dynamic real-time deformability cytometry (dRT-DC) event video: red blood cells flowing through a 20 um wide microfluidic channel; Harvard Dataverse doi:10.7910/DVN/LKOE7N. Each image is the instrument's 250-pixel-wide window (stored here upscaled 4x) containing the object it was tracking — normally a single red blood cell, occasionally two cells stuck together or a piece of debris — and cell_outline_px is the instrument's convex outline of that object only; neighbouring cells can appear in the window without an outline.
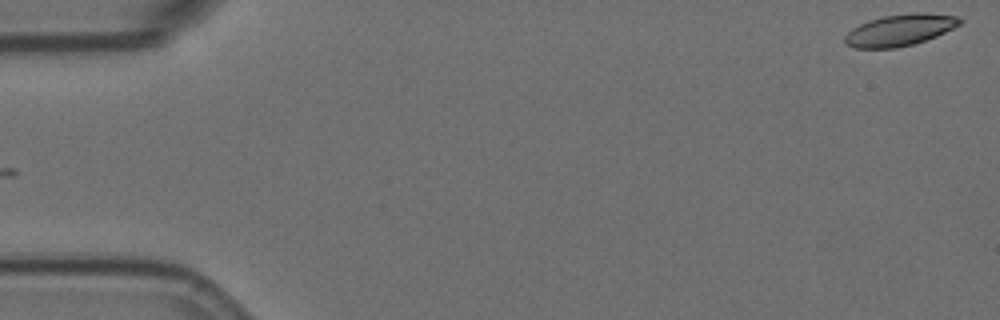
{"species": "Egyptian fruit bat (a non-hibernating species)", "species_latin": "Rousettus aegyptiacus", "temperature_condition": "room temperature", "stored_images_in_passage": 10, "camera_frame_rate_fps": 3000, "um_per_image_px": 0.085, "animal": {"sex": "female"}, "frame": {"image": 1, "passage_image": 1, "time_ms": 0.0, "image_size_px": [1000, 320], "cell_outline_px": [[960, 24], [936, 36], [912, 44], [896, 48], [856, 48], [848, 44], [844, 40], [844, 36], [852, 28], [868, 20], [884, 16], [912, 12], [924, 12], [956, 16], [960, 20]], "centroid_in_image_um": [76.46, 2.54], "position_along_channel_um": 8.5, "area_um2": 20.87}}
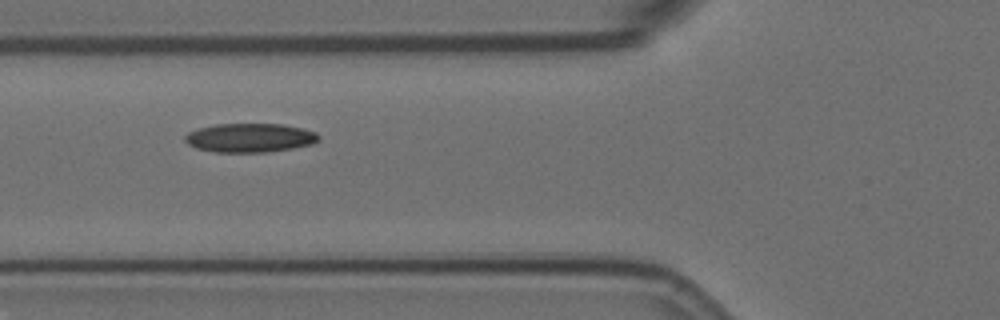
{"frame": {"image": 2, "passage_image": 6, "time_ms": 1.667, "image_size_px": [1000, 320], "cell_outline_px": [[320, 140], [312, 144], [292, 148], [268, 152], [216, 152], [196, 148], [188, 144], [184, 140], [184, 136], [188, 132], [200, 128], [216, 124], [280, 124], [300, 128], [316, 132], [320, 136]], "centroid_in_image_um": [21.24, 11.71], "position_along_channel_um": 104.6, "area_um2": 22.48}}
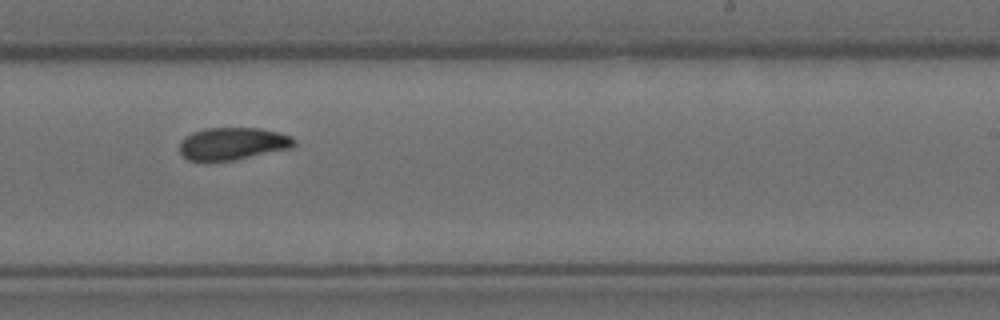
{"frame": {"image": 3, "passage_image": 10, "time_ms": 3.0, "image_size_px": [1000, 320], "cell_outline_px": [[296, 144], [292, 148], [236, 160], [188, 160], [180, 152], [180, 140], [184, 136], [192, 132], [204, 128], [260, 128], [280, 132], [292, 136], [296, 140]], "centroid_in_image_um": [19.82, 12.2], "position_along_channel_um": 269.2, "area_um2": 21.85}}